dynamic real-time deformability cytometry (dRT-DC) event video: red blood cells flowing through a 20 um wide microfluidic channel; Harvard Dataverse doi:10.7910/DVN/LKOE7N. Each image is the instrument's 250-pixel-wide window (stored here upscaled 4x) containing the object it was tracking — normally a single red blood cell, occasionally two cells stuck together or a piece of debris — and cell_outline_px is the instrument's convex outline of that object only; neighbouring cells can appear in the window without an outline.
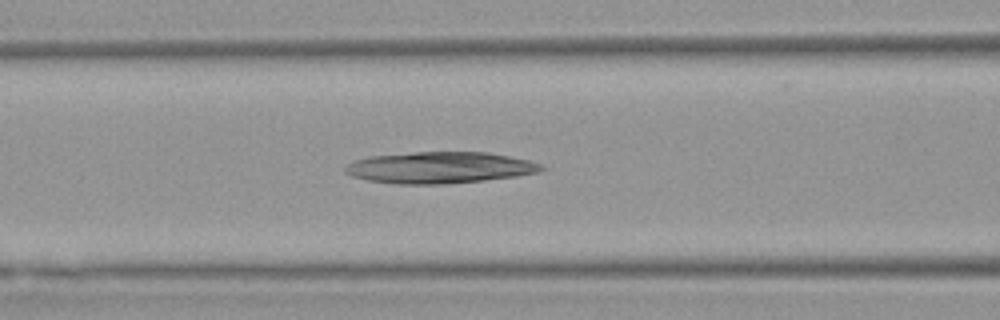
{"species": "Egyptian fruit bat (a non-hibernating species)", "species_latin": "Rousettus aegyptiacus", "temperature_condition": "warm", "stored_images_in_passage": 45, "camera_frame_rate_fps": 3000, "um_per_image_px": 0.085, "animal": {"sex": "female"}, "frame": {"image": 1, "passage_image": 20, "time_ms": 6.333, "image_size_px": [1000, 320], "cell_outline_px": [[548, 168], [540, 172], [516, 176], [484, 180], [444, 184], [396, 184], [368, 180], [352, 176], [344, 172], [344, 168], [352, 160], [368, 156], [412, 152], [488, 152], [528, 160], [544, 164]], "centroid_in_image_um": [37.38, 14.24], "position_along_channel_um": 129.2, "area_um2": 36.24}}
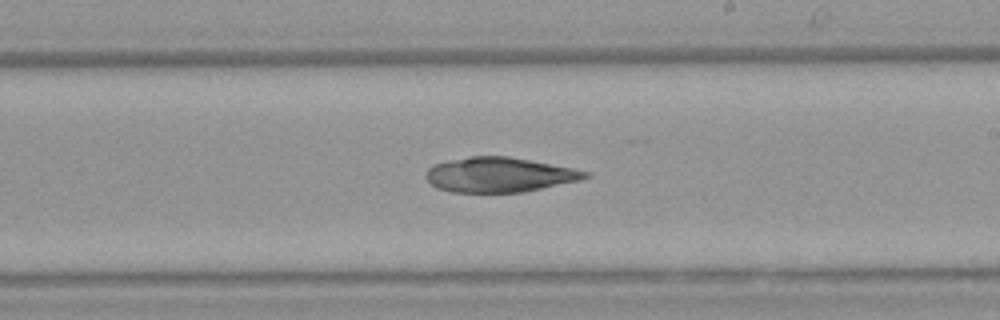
{"frame": {"image": 2, "passage_image": 29, "time_ms": 9.333, "image_size_px": [1000, 320], "cell_outline_px": [[592, 176], [580, 180], [524, 192], [452, 192], [436, 188], [424, 176], [428, 168], [432, 164], [448, 160], [472, 156], [508, 156], [572, 168], [592, 172]], "centroid_in_image_um": [42.44, 14.85], "position_along_channel_um": 246.6, "area_um2": 32.37}}
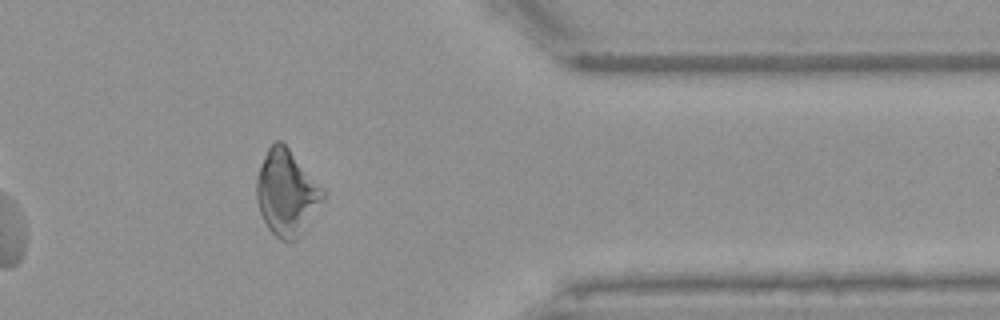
{"frame": {"image": 3, "passage_image": 41, "time_ms": 13.333, "image_size_px": [1000, 320], "cell_outline_px": [[324, 196], [304, 232], [296, 240], [280, 240], [268, 228], [260, 212], [256, 200], [256, 176], [260, 164], [268, 148], [276, 140], [280, 140], [288, 148], [324, 188]], "centroid_in_image_um": [24.34, 16.39], "position_along_channel_um": 387.1, "area_um2": 32.95}}